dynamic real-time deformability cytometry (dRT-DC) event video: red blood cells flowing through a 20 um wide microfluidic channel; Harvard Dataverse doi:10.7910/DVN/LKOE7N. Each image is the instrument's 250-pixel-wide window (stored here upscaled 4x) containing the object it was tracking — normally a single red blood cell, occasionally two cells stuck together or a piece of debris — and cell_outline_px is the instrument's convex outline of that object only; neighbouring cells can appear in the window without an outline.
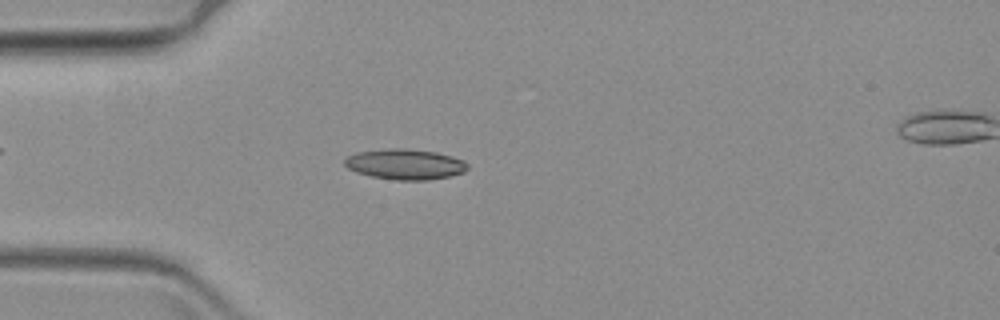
{"species": "common noctule bat (a hibernating species)", "species_latin": "Nyctalus noctula", "temperature_condition": "warm", "stored_images_in_passage": 53, "camera_frame_rate_fps": 3000, "um_per_image_px": 0.085, "animal": {"sex": "female", "body_mass_g": 19.3, "forearm_length_mm": 54.1}, "frame": {"image": 1, "passage_image": 17, "time_ms": 5.333, "image_size_px": [1000, 320], "cell_outline_px": [[468, 168], [464, 172], [452, 176], [428, 180], [396, 180], [372, 176], [356, 172], [348, 168], [344, 164], [344, 156], [356, 152], [388, 148], [404, 148], [436, 152], [452, 156], [464, 160], [468, 164]], "centroid_in_image_um": [34.43, 13.95], "position_along_channel_um": 50.6, "area_um2": 22.08}}
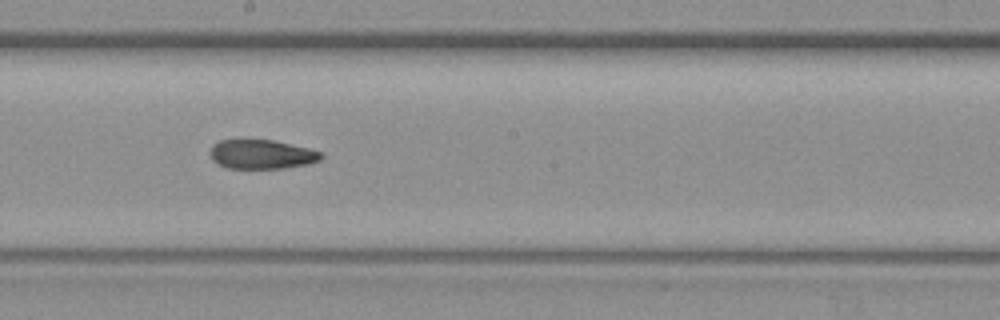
{"frame": {"image": 2, "passage_image": 34, "time_ms": 11.0, "image_size_px": [1000, 320], "cell_outline_px": [[324, 156], [320, 160], [308, 164], [284, 168], [228, 168], [216, 164], [212, 160], [208, 152], [212, 144], [220, 140], [240, 136], [272, 140], [308, 148], [320, 152]], "centroid_in_image_um": [22.13, 13.07], "position_along_channel_um": 226.1, "area_um2": 19.71}}
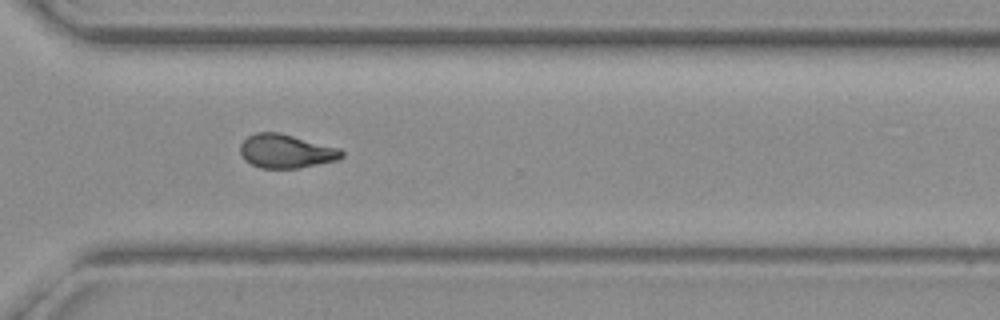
{"frame": {"image": 3, "passage_image": 45, "time_ms": 14.667, "image_size_px": [1000, 320], "cell_outline_px": [[344, 156], [336, 160], [296, 168], [260, 168], [244, 160], [240, 152], [240, 144], [248, 136], [256, 132], [276, 132], [340, 148], [344, 152]], "centroid_in_image_um": [24.29, 12.85], "position_along_channel_um": 346.3, "area_um2": 19.71}}